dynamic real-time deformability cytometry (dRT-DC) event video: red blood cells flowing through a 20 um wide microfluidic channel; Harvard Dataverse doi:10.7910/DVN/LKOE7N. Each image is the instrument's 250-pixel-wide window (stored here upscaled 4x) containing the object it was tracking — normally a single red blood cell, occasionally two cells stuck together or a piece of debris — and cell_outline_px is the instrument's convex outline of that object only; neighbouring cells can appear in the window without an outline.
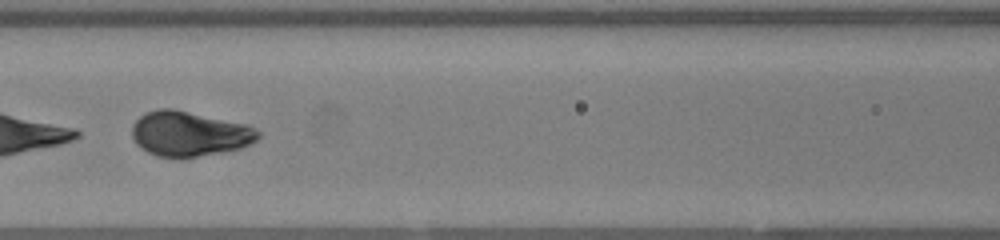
{"species": "human", "species_latin": "Homo sapiens", "temperature_condition": "warm", "stored_images_in_passage": 47, "segment_of_instrument_passage": [2, 2], "camera_frame_rate_fps": 3000, "um_per_image_px": 0.085, "donor": {"sex": "female"}, "frame": {"image": 1, "passage_image": 20, "time_ms": 6.333, "image_size_px": [1000, 240], "cell_outline_px": [[260, 136], [252, 144], [240, 148], [220, 152], [196, 156], [160, 156], [148, 152], [140, 148], [136, 144], [132, 136], [132, 124], [144, 112], [160, 108], [172, 108], [248, 124], [256, 128], [260, 132]], "centroid_in_image_um": [16.1, 11.34], "position_along_channel_um": 150.5, "area_um2": 32.95}}
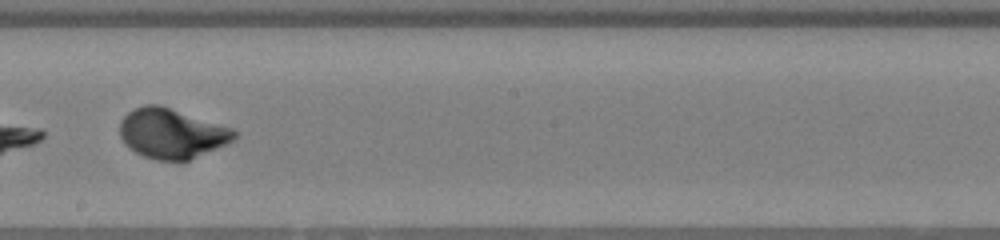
{"frame": {"image": 2, "passage_image": 26, "time_ms": 8.333, "image_size_px": [1000, 240], "cell_outline_px": [[236, 136], [228, 144], [184, 164], [156, 160], [144, 156], [128, 148], [124, 144], [120, 136], [120, 120], [128, 112], [144, 104], [160, 104], [232, 128], [236, 132]], "centroid_in_image_um": [14.6, 11.39], "position_along_channel_um": 233.6, "area_um2": 34.04}}
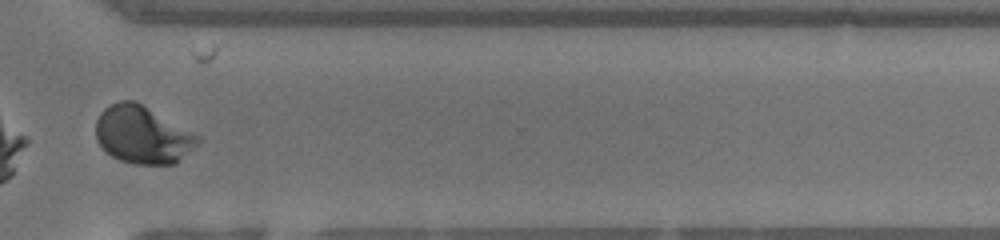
{"frame": {"image": 3, "passage_image": 35, "time_ms": 11.333, "image_size_px": [1000, 240], "cell_outline_px": [[200, 140], [176, 164], [132, 164], [120, 160], [112, 156], [96, 140], [96, 120], [100, 112], [104, 108], [120, 100], [136, 100], [200, 136]], "centroid_in_image_um": [12.1, 11.45], "position_along_channel_um": 358.5, "area_um2": 34.1}}